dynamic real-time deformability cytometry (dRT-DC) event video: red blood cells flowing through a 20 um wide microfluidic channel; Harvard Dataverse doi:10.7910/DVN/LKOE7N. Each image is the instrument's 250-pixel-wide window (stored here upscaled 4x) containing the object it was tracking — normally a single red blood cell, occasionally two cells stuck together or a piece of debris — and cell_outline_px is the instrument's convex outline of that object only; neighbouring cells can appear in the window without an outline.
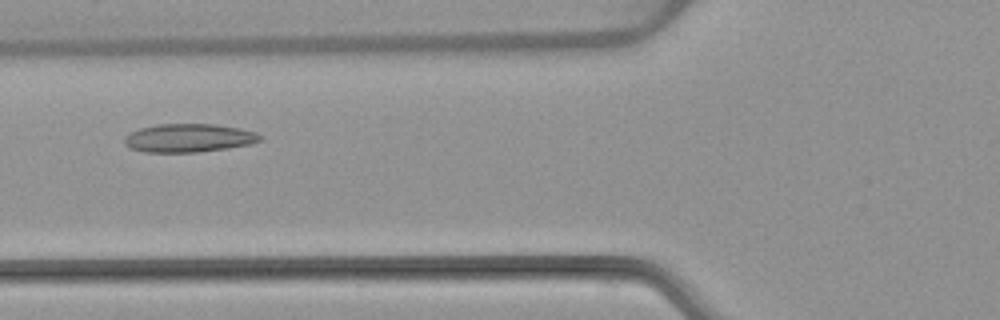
{"species": "common noctule bat (a hibernating species)", "species_latin": "Nyctalus noctula", "temperature_condition": "warm", "stored_images_in_passage": 6, "camera_frame_rate_fps": 3000, "um_per_image_px": 0.085, "animal": {"sex": "female", "body_mass_g": 22.7, "forearm_length_mm": 54.2}, "frame": {"image": 1, "passage_image": 4, "time_ms": 4.667, "image_size_px": [1000, 320], "cell_outline_px": [[264, 136], [260, 140], [252, 144], [228, 148], [196, 152], [144, 152], [132, 148], [124, 144], [124, 136], [140, 128], [160, 124], [212, 124], [240, 128], [256, 132]], "centroid_in_image_um": [16.08, 11.73], "position_along_channel_um": 109.7, "area_um2": 22.43}}
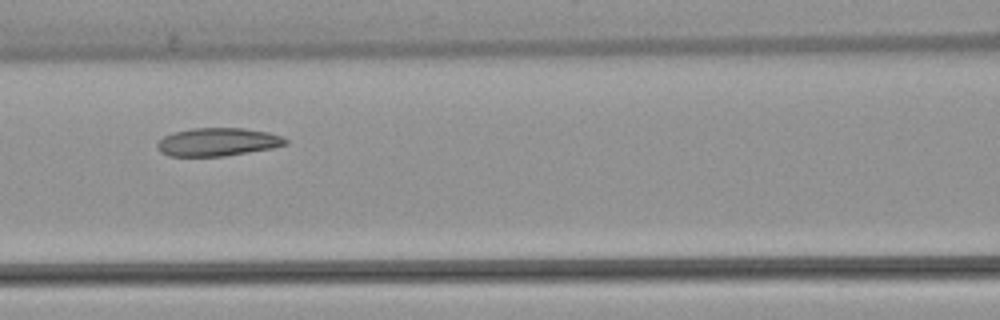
{"frame": {"image": 2, "passage_image": 5, "time_ms": 5.667, "image_size_px": [1000, 320], "cell_outline_px": [[288, 144], [272, 148], [224, 156], [168, 156], [160, 152], [156, 148], [156, 144], [164, 136], [176, 132], [192, 128], [244, 128], [268, 132], [280, 136], [288, 140]], "centroid_in_image_um": [18.49, 12.07], "position_along_channel_um": 148.1, "area_um2": 20.98}}
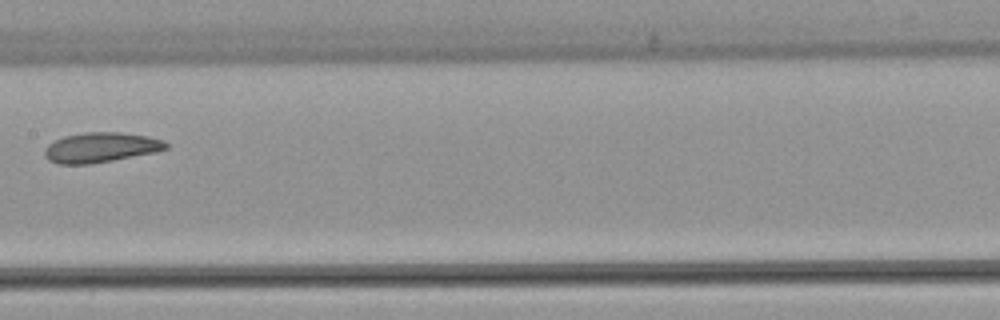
{"frame": {"image": 3, "passage_image": 6, "time_ms": 7.0, "image_size_px": [1000, 320], "cell_outline_px": [[168, 148], [156, 152], [112, 160], [88, 164], [56, 164], [48, 160], [44, 156], [44, 148], [48, 144], [64, 136], [84, 132], [120, 132], [148, 136], [164, 140], [168, 144]], "centroid_in_image_um": [8.55, 12.53], "position_along_channel_um": 198.9, "area_um2": 21.27}}